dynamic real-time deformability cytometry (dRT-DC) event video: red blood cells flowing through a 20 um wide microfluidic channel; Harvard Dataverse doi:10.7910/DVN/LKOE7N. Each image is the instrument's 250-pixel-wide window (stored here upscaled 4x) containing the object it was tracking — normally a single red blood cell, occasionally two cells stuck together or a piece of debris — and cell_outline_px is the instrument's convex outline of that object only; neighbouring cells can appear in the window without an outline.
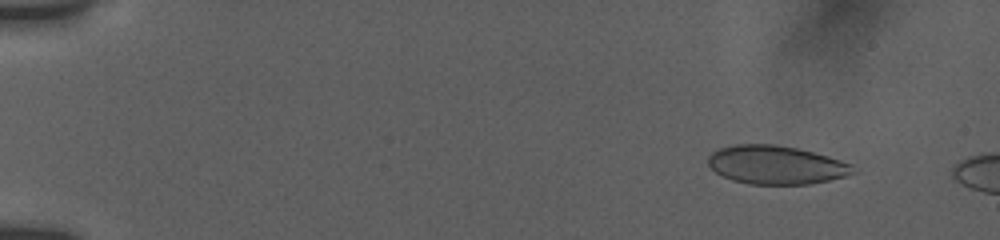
{"species": "human", "species_latin": "Homo sapiens", "temperature_condition": "room temperature", "stored_images_in_passage": 18, "camera_frame_rate_fps": 3000, "um_per_image_px": 0.085, "donor": {"sex": "female"}, "frame": {"image": 1, "passage_image": 4, "time_ms": 1.667, "image_size_px": [1000, 240], "cell_outline_px": [[860, 172], [828, 180], [808, 184], [748, 184], [732, 180], [716, 172], [708, 164], [708, 156], [712, 152], [720, 148], [732, 144], [776, 144], [796, 148], [828, 156], [852, 164]], "centroid_in_image_um": [65.98, 14.01], "position_along_channel_um": 19.0, "area_um2": 32.6}}
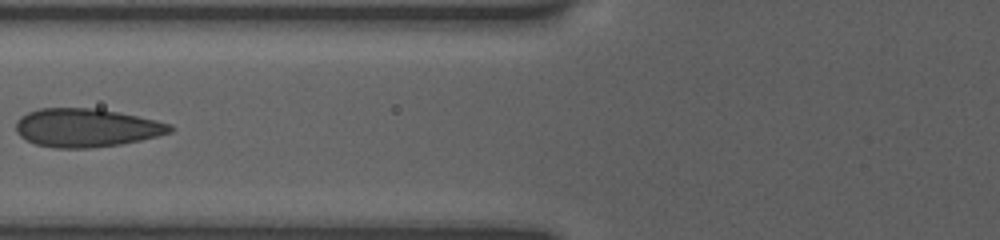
{"frame": {"image": 2, "passage_image": 15, "time_ms": 7.667, "image_size_px": [1000, 240], "cell_outline_px": [[176, 128], [172, 132], [140, 140], [120, 144], [88, 148], [56, 148], [36, 144], [20, 136], [16, 132], [16, 120], [20, 116], [28, 112], [40, 108], [96, 108], [156, 120], [172, 124]], "centroid_in_image_um": [7.34, 10.85], "position_along_channel_um": 118.5, "area_um2": 34.45}}
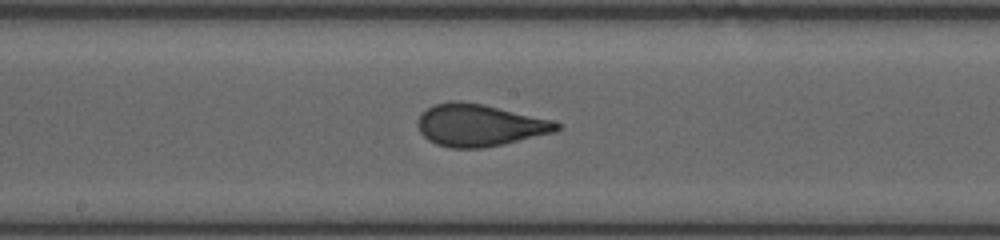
{"frame": {"image": 3, "passage_image": 18, "time_ms": 10.0, "image_size_px": [1000, 240], "cell_outline_px": [[560, 128], [556, 132], [504, 144], [484, 148], [452, 148], [436, 144], [428, 140], [420, 132], [416, 124], [416, 120], [420, 112], [436, 104], [448, 100], [460, 100], [484, 104], [552, 120], [560, 124]], "centroid_in_image_um": [40.72, 10.63], "position_along_channel_um": 207.5, "area_um2": 34.45}}